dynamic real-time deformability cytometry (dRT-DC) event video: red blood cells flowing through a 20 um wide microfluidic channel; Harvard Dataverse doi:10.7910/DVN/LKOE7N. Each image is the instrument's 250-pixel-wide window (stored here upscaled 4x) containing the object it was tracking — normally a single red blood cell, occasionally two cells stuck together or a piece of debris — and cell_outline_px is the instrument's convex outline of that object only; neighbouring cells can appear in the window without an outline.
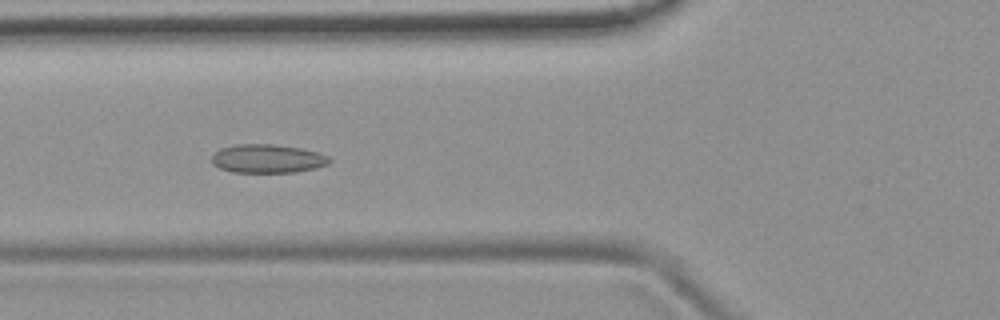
{"species": "common noctule bat (a hibernating species)", "species_latin": "Nyctalus noctula", "temperature_condition": "room temperature", "stored_images_in_passage": 9, "camera_frame_rate_fps": 3000, "um_per_image_px": 0.085, "animal": {"sex": "female", "body_mass_g": 19.9}, "frame": {"image": 1, "passage_image": 4, "time_ms": 1.0, "image_size_px": [1000, 320], "cell_outline_px": [[332, 160], [328, 164], [316, 168], [296, 172], [232, 172], [220, 168], [212, 164], [212, 156], [220, 148], [236, 144], [272, 144], [300, 148], [320, 152], [328, 156]], "centroid_in_image_um": [22.76, 13.48], "position_along_channel_um": 103.0, "area_um2": 19.71}}
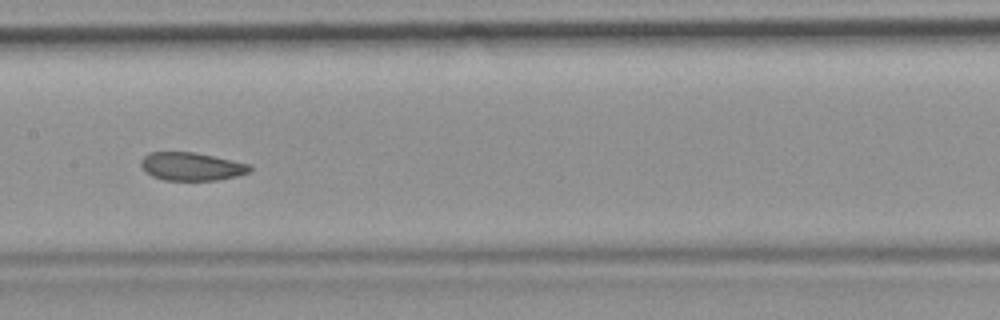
{"frame": {"image": 2, "passage_image": 6, "time_ms": 1.667, "image_size_px": [1000, 320], "cell_outline_px": [[252, 172], [236, 176], [216, 180], [164, 180], [152, 176], [140, 164], [140, 160], [148, 152], [196, 152], [252, 164]], "centroid_in_image_um": [16.33, 14.14], "position_along_channel_um": 191.1, "area_um2": 17.98}}